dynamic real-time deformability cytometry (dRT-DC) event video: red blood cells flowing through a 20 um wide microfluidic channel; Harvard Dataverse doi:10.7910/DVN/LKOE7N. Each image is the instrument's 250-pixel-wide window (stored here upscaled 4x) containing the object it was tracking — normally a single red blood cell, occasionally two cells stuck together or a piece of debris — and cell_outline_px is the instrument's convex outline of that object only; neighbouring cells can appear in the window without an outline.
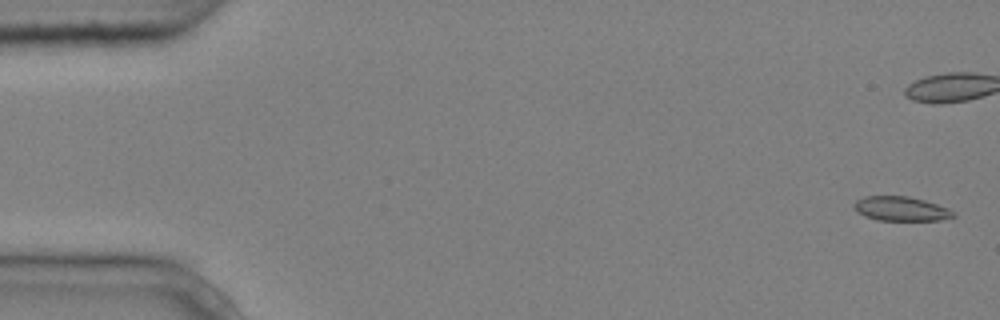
{"species": "common noctule bat (a hibernating species)", "species_latin": "Nyctalus noctula", "temperature_condition": "cold", "stored_images_in_passage": 5, "camera_frame_rate_fps": 3000, "um_per_image_px": 0.085, "animal": {"sex": "male", "body_mass_g": 20.4}, "frame": {"image": 1, "passage_image": 1, "time_ms": 0.0, "image_size_px": [1000, 320], "cell_outline_px": [[956, 216], [940, 220], [876, 220], [864, 216], [856, 212], [852, 204], [856, 200], [864, 196], [908, 196], [924, 200], [948, 208], [956, 212]], "centroid_in_image_um": [76.56, 17.74], "position_along_channel_um": 8.4, "area_um2": 14.22}}